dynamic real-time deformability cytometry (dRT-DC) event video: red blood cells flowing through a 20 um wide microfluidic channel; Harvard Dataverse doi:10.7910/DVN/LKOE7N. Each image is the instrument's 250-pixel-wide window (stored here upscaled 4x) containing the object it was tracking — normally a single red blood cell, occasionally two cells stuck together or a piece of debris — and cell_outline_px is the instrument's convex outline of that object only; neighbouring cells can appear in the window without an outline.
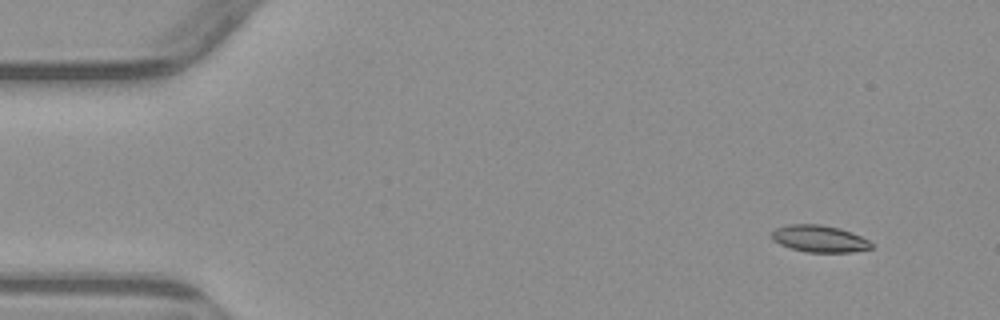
{"species": "common noctule bat (a hibernating species)", "species_latin": "Nyctalus noctula", "temperature_condition": "warm", "stored_images_in_passage": 5, "camera_frame_rate_fps": 3000, "um_per_image_px": 0.085, "animal": {"sex": "male", "body_mass_g": 23.1, "forearm_length_mm": 52.7}, "frame": {"image": 1, "passage_image": 1, "time_ms": 0.0, "image_size_px": [1000, 320], "cell_outline_px": [[872, 248], [852, 252], [808, 252], [792, 248], [780, 244], [772, 240], [772, 232], [776, 228], [788, 224], [820, 224], [840, 228], [852, 232], [868, 240], [872, 244]], "centroid_in_image_um": [69.65, 20.28], "position_along_channel_um": 15.4, "area_um2": 15.55}}